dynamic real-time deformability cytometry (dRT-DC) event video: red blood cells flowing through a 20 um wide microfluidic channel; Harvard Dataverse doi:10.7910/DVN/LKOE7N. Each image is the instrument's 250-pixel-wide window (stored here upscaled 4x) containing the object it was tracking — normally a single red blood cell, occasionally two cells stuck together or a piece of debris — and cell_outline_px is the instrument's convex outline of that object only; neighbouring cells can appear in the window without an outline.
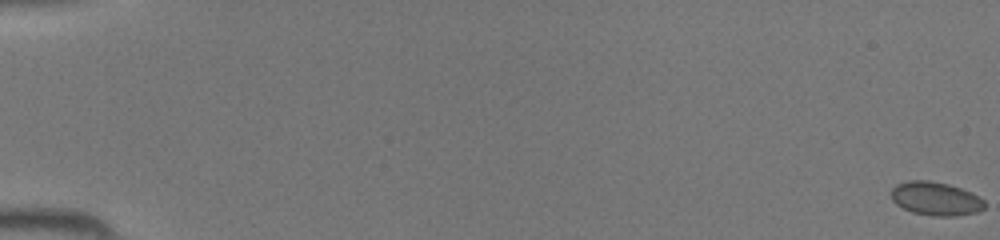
{"species": "common noctule bat (a hibernating species)", "species_latin": "Nyctalus noctula", "temperature_condition": "room temperature", "stored_images_in_passage": 14, "camera_frame_rate_fps": 3000, "um_per_image_px": 0.085, "animal": {"sex": "female", "body_mass_g": 19.5, "forearm_length_mm": 54.1}, "frame": {"image": 1, "passage_image": 1, "time_ms": 0.0, "image_size_px": [1000, 240], "cell_outline_px": [[984, 208], [976, 212], [956, 216], [932, 216], [912, 212], [896, 204], [892, 200], [892, 188], [896, 184], [908, 180], [928, 180], [948, 184], [972, 192], [984, 200]], "centroid_in_image_um": [79.53, 16.88], "position_along_channel_um": 5.5, "area_um2": 18.26}}
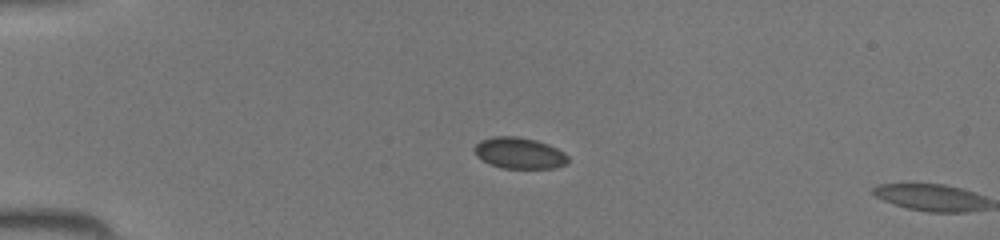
{"frame": {"image": 2, "passage_image": 13, "time_ms": 4.0, "image_size_px": [1000, 240], "cell_outline_px": [[568, 160], [564, 164], [556, 168], [500, 168], [488, 164], [476, 156], [476, 144], [480, 140], [492, 136], [516, 136], [536, 140], [548, 144], [564, 152], [568, 156]], "centroid_in_image_um": [44.13, 13.01], "position_along_channel_um": 40.9, "area_um2": 17.05}}